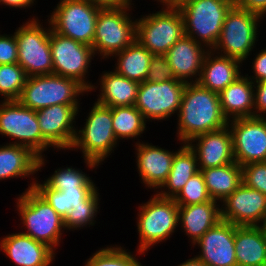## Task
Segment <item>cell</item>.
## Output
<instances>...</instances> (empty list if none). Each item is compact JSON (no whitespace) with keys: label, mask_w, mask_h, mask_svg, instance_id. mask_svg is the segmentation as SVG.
Returning a JSON list of instances; mask_svg holds the SVG:
<instances>
[{"label":"cell","mask_w":266,"mask_h":266,"mask_svg":"<svg viewBox=\"0 0 266 266\" xmlns=\"http://www.w3.org/2000/svg\"><path fill=\"white\" fill-rule=\"evenodd\" d=\"M0 248L17 266H50L56 255L47 245L21 232L3 237Z\"/></svg>","instance_id":"obj_21"},{"label":"cell","mask_w":266,"mask_h":266,"mask_svg":"<svg viewBox=\"0 0 266 266\" xmlns=\"http://www.w3.org/2000/svg\"><path fill=\"white\" fill-rule=\"evenodd\" d=\"M261 223V224H260ZM257 227L262 231V233L266 236V210L262 216L261 221L257 225Z\"/></svg>","instance_id":"obj_49"},{"label":"cell","mask_w":266,"mask_h":266,"mask_svg":"<svg viewBox=\"0 0 266 266\" xmlns=\"http://www.w3.org/2000/svg\"><path fill=\"white\" fill-rule=\"evenodd\" d=\"M236 227L220 220L194 243L201 249L197 257L207 266H237L234 248Z\"/></svg>","instance_id":"obj_18"},{"label":"cell","mask_w":266,"mask_h":266,"mask_svg":"<svg viewBox=\"0 0 266 266\" xmlns=\"http://www.w3.org/2000/svg\"><path fill=\"white\" fill-rule=\"evenodd\" d=\"M100 9L87 0H60L48 24L56 33L92 47Z\"/></svg>","instance_id":"obj_12"},{"label":"cell","mask_w":266,"mask_h":266,"mask_svg":"<svg viewBox=\"0 0 266 266\" xmlns=\"http://www.w3.org/2000/svg\"><path fill=\"white\" fill-rule=\"evenodd\" d=\"M39 170V157L28 147L12 144L0 145V180L28 177Z\"/></svg>","instance_id":"obj_28"},{"label":"cell","mask_w":266,"mask_h":266,"mask_svg":"<svg viewBox=\"0 0 266 266\" xmlns=\"http://www.w3.org/2000/svg\"><path fill=\"white\" fill-rule=\"evenodd\" d=\"M246 75H241L219 93L221 109L228 121L230 117H254V83Z\"/></svg>","instance_id":"obj_25"},{"label":"cell","mask_w":266,"mask_h":266,"mask_svg":"<svg viewBox=\"0 0 266 266\" xmlns=\"http://www.w3.org/2000/svg\"><path fill=\"white\" fill-rule=\"evenodd\" d=\"M100 95L97 103L106 107L135 106L139 83L132 81L115 70L101 75Z\"/></svg>","instance_id":"obj_27"},{"label":"cell","mask_w":266,"mask_h":266,"mask_svg":"<svg viewBox=\"0 0 266 266\" xmlns=\"http://www.w3.org/2000/svg\"><path fill=\"white\" fill-rule=\"evenodd\" d=\"M178 266H207V265L196 256L188 259L187 261L181 263Z\"/></svg>","instance_id":"obj_47"},{"label":"cell","mask_w":266,"mask_h":266,"mask_svg":"<svg viewBox=\"0 0 266 266\" xmlns=\"http://www.w3.org/2000/svg\"><path fill=\"white\" fill-rule=\"evenodd\" d=\"M79 107L56 104L36 111L41 134L54 149L71 148L77 130L73 123H76Z\"/></svg>","instance_id":"obj_16"},{"label":"cell","mask_w":266,"mask_h":266,"mask_svg":"<svg viewBox=\"0 0 266 266\" xmlns=\"http://www.w3.org/2000/svg\"><path fill=\"white\" fill-rule=\"evenodd\" d=\"M200 171L210 198L221 203L243 183L242 166L236 161Z\"/></svg>","instance_id":"obj_30"},{"label":"cell","mask_w":266,"mask_h":266,"mask_svg":"<svg viewBox=\"0 0 266 266\" xmlns=\"http://www.w3.org/2000/svg\"><path fill=\"white\" fill-rule=\"evenodd\" d=\"M157 1L163 4L166 0H157Z\"/></svg>","instance_id":"obj_50"},{"label":"cell","mask_w":266,"mask_h":266,"mask_svg":"<svg viewBox=\"0 0 266 266\" xmlns=\"http://www.w3.org/2000/svg\"><path fill=\"white\" fill-rule=\"evenodd\" d=\"M111 109L113 131L117 141L135 139L143 134L147 120L135 106H116Z\"/></svg>","instance_id":"obj_33"},{"label":"cell","mask_w":266,"mask_h":266,"mask_svg":"<svg viewBox=\"0 0 266 266\" xmlns=\"http://www.w3.org/2000/svg\"><path fill=\"white\" fill-rule=\"evenodd\" d=\"M85 266H143L131 252L121 246H110L96 251Z\"/></svg>","instance_id":"obj_36"},{"label":"cell","mask_w":266,"mask_h":266,"mask_svg":"<svg viewBox=\"0 0 266 266\" xmlns=\"http://www.w3.org/2000/svg\"><path fill=\"white\" fill-rule=\"evenodd\" d=\"M242 181L252 189L266 195V162H253L242 166Z\"/></svg>","instance_id":"obj_39"},{"label":"cell","mask_w":266,"mask_h":266,"mask_svg":"<svg viewBox=\"0 0 266 266\" xmlns=\"http://www.w3.org/2000/svg\"><path fill=\"white\" fill-rule=\"evenodd\" d=\"M234 248L237 266H266V236L257 226H237Z\"/></svg>","instance_id":"obj_26"},{"label":"cell","mask_w":266,"mask_h":266,"mask_svg":"<svg viewBox=\"0 0 266 266\" xmlns=\"http://www.w3.org/2000/svg\"><path fill=\"white\" fill-rule=\"evenodd\" d=\"M35 181L30 183L28 188H34L63 219L72 207L82 205V202L97 189V187H76V189L57 191L50 188L45 182L41 184V182L38 183V180Z\"/></svg>","instance_id":"obj_32"},{"label":"cell","mask_w":266,"mask_h":266,"mask_svg":"<svg viewBox=\"0 0 266 266\" xmlns=\"http://www.w3.org/2000/svg\"><path fill=\"white\" fill-rule=\"evenodd\" d=\"M82 128L76 130L70 149H81L86 167L93 169L111 155L119 142L113 131L112 109L95 102Z\"/></svg>","instance_id":"obj_2"},{"label":"cell","mask_w":266,"mask_h":266,"mask_svg":"<svg viewBox=\"0 0 266 266\" xmlns=\"http://www.w3.org/2000/svg\"><path fill=\"white\" fill-rule=\"evenodd\" d=\"M16 207L26 232H21L41 242L56 252V246L65 230L64 219L34 189L27 188L17 197Z\"/></svg>","instance_id":"obj_3"},{"label":"cell","mask_w":266,"mask_h":266,"mask_svg":"<svg viewBox=\"0 0 266 266\" xmlns=\"http://www.w3.org/2000/svg\"><path fill=\"white\" fill-rule=\"evenodd\" d=\"M254 110V117L266 118V81L254 83Z\"/></svg>","instance_id":"obj_42"},{"label":"cell","mask_w":266,"mask_h":266,"mask_svg":"<svg viewBox=\"0 0 266 266\" xmlns=\"http://www.w3.org/2000/svg\"><path fill=\"white\" fill-rule=\"evenodd\" d=\"M18 63V47L15 33L0 35V65Z\"/></svg>","instance_id":"obj_41"},{"label":"cell","mask_w":266,"mask_h":266,"mask_svg":"<svg viewBox=\"0 0 266 266\" xmlns=\"http://www.w3.org/2000/svg\"><path fill=\"white\" fill-rule=\"evenodd\" d=\"M186 84L178 79L166 82L144 81L139 83L135 107L147 121L170 118L173 116L171 114L178 113L180 109Z\"/></svg>","instance_id":"obj_14"},{"label":"cell","mask_w":266,"mask_h":266,"mask_svg":"<svg viewBox=\"0 0 266 266\" xmlns=\"http://www.w3.org/2000/svg\"><path fill=\"white\" fill-rule=\"evenodd\" d=\"M192 0H166L162 5H167L174 8H179L182 5Z\"/></svg>","instance_id":"obj_48"},{"label":"cell","mask_w":266,"mask_h":266,"mask_svg":"<svg viewBox=\"0 0 266 266\" xmlns=\"http://www.w3.org/2000/svg\"><path fill=\"white\" fill-rule=\"evenodd\" d=\"M172 68L164 55H153L151 57L146 81L150 82H166L175 80Z\"/></svg>","instance_id":"obj_40"},{"label":"cell","mask_w":266,"mask_h":266,"mask_svg":"<svg viewBox=\"0 0 266 266\" xmlns=\"http://www.w3.org/2000/svg\"><path fill=\"white\" fill-rule=\"evenodd\" d=\"M235 4L239 8L257 14L261 18L266 15V0H235Z\"/></svg>","instance_id":"obj_44"},{"label":"cell","mask_w":266,"mask_h":266,"mask_svg":"<svg viewBox=\"0 0 266 266\" xmlns=\"http://www.w3.org/2000/svg\"><path fill=\"white\" fill-rule=\"evenodd\" d=\"M114 55L118 57L114 69L118 74L138 83L146 81L153 54L137 40Z\"/></svg>","instance_id":"obj_31"},{"label":"cell","mask_w":266,"mask_h":266,"mask_svg":"<svg viewBox=\"0 0 266 266\" xmlns=\"http://www.w3.org/2000/svg\"><path fill=\"white\" fill-rule=\"evenodd\" d=\"M96 189L85 201L82 202V205H77L72 207L68 215L64 219L65 230H75L86 227L87 225L93 226L96 217V214L99 209V193Z\"/></svg>","instance_id":"obj_35"},{"label":"cell","mask_w":266,"mask_h":266,"mask_svg":"<svg viewBox=\"0 0 266 266\" xmlns=\"http://www.w3.org/2000/svg\"><path fill=\"white\" fill-rule=\"evenodd\" d=\"M137 171L145 186L150 189H159L170 173L175 152L136 142Z\"/></svg>","instance_id":"obj_22"},{"label":"cell","mask_w":266,"mask_h":266,"mask_svg":"<svg viewBox=\"0 0 266 266\" xmlns=\"http://www.w3.org/2000/svg\"><path fill=\"white\" fill-rule=\"evenodd\" d=\"M178 206L201 204L210 201L201 171L195 173L173 198Z\"/></svg>","instance_id":"obj_38"},{"label":"cell","mask_w":266,"mask_h":266,"mask_svg":"<svg viewBox=\"0 0 266 266\" xmlns=\"http://www.w3.org/2000/svg\"><path fill=\"white\" fill-rule=\"evenodd\" d=\"M131 7L133 6L99 10L92 44L95 54H100L101 58L115 57V53L136 40L137 20H132L127 13Z\"/></svg>","instance_id":"obj_9"},{"label":"cell","mask_w":266,"mask_h":266,"mask_svg":"<svg viewBox=\"0 0 266 266\" xmlns=\"http://www.w3.org/2000/svg\"><path fill=\"white\" fill-rule=\"evenodd\" d=\"M50 188L57 191L76 189V187H96L95 183L82 170L73 167L59 168L44 181Z\"/></svg>","instance_id":"obj_37"},{"label":"cell","mask_w":266,"mask_h":266,"mask_svg":"<svg viewBox=\"0 0 266 266\" xmlns=\"http://www.w3.org/2000/svg\"><path fill=\"white\" fill-rule=\"evenodd\" d=\"M0 103V134L15 138L20 146L28 147L39 157V171L44 167L45 159L42 153L53 147L41 134L36 111L24 107L18 100ZM43 156V157H42Z\"/></svg>","instance_id":"obj_6"},{"label":"cell","mask_w":266,"mask_h":266,"mask_svg":"<svg viewBox=\"0 0 266 266\" xmlns=\"http://www.w3.org/2000/svg\"><path fill=\"white\" fill-rule=\"evenodd\" d=\"M209 51L205 45L184 35L164 56L171 66L176 79L186 83H197L201 74L202 64ZM194 77L195 80L193 81Z\"/></svg>","instance_id":"obj_20"},{"label":"cell","mask_w":266,"mask_h":266,"mask_svg":"<svg viewBox=\"0 0 266 266\" xmlns=\"http://www.w3.org/2000/svg\"><path fill=\"white\" fill-rule=\"evenodd\" d=\"M88 90L77 80L57 74L27 78L18 101L27 108L39 110L56 104L80 105L79 95Z\"/></svg>","instance_id":"obj_5"},{"label":"cell","mask_w":266,"mask_h":266,"mask_svg":"<svg viewBox=\"0 0 266 266\" xmlns=\"http://www.w3.org/2000/svg\"><path fill=\"white\" fill-rule=\"evenodd\" d=\"M28 76L18 63L0 65V95L4 101L18 100Z\"/></svg>","instance_id":"obj_34"},{"label":"cell","mask_w":266,"mask_h":266,"mask_svg":"<svg viewBox=\"0 0 266 266\" xmlns=\"http://www.w3.org/2000/svg\"><path fill=\"white\" fill-rule=\"evenodd\" d=\"M220 220H222L221 207L215 200L211 199L201 204L179 206L178 224H181L193 245Z\"/></svg>","instance_id":"obj_24"},{"label":"cell","mask_w":266,"mask_h":266,"mask_svg":"<svg viewBox=\"0 0 266 266\" xmlns=\"http://www.w3.org/2000/svg\"><path fill=\"white\" fill-rule=\"evenodd\" d=\"M91 4L101 8H120V7H129L132 0H87Z\"/></svg>","instance_id":"obj_45"},{"label":"cell","mask_w":266,"mask_h":266,"mask_svg":"<svg viewBox=\"0 0 266 266\" xmlns=\"http://www.w3.org/2000/svg\"><path fill=\"white\" fill-rule=\"evenodd\" d=\"M198 171L200 170L197 157L191 147L184 143L178 151H175L170 173L160 187L159 190L161 191H157L156 194L163 198H174L186 182Z\"/></svg>","instance_id":"obj_29"},{"label":"cell","mask_w":266,"mask_h":266,"mask_svg":"<svg viewBox=\"0 0 266 266\" xmlns=\"http://www.w3.org/2000/svg\"><path fill=\"white\" fill-rule=\"evenodd\" d=\"M187 144L197 157L199 170L235 162L232 134L228 125L216 131L200 134Z\"/></svg>","instance_id":"obj_19"},{"label":"cell","mask_w":266,"mask_h":266,"mask_svg":"<svg viewBox=\"0 0 266 266\" xmlns=\"http://www.w3.org/2000/svg\"><path fill=\"white\" fill-rule=\"evenodd\" d=\"M233 154L240 165L266 162V118L245 117L230 119Z\"/></svg>","instance_id":"obj_15"},{"label":"cell","mask_w":266,"mask_h":266,"mask_svg":"<svg viewBox=\"0 0 266 266\" xmlns=\"http://www.w3.org/2000/svg\"><path fill=\"white\" fill-rule=\"evenodd\" d=\"M261 19L257 14L243 10L235 4L226 15L220 37L212 51L243 63L255 46L258 38L257 27L260 26L258 23Z\"/></svg>","instance_id":"obj_10"},{"label":"cell","mask_w":266,"mask_h":266,"mask_svg":"<svg viewBox=\"0 0 266 266\" xmlns=\"http://www.w3.org/2000/svg\"><path fill=\"white\" fill-rule=\"evenodd\" d=\"M214 54L212 50L206 54L197 83L201 87L219 94L241 76L239 69L242 62L231 57L219 54L215 56Z\"/></svg>","instance_id":"obj_23"},{"label":"cell","mask_w":266,"mask_h":266,"mask_svg":"<svg viewBox=\"0 0 266 266\" xmlns=\"http://www.w3.org/2000/svg\"><path fill=\"white\" fill-rule=\"evenodd\" d=\"M222 202V220L236 226H257L266 210V195L244 183Z\"/></svg>","instance_id":"obj_17"},{"label":"cell","mask_w":266,"mask_h":266,"mask_svg":"<svg viewBox=\"0 0 266 266\" xmlns=\"http://www.w3.org/2000/svg\"><path fill=\"white\" fill-rule=\"evenodd\" d=\"M140 206L137 218L140 243L136 250L144 254L151 246L167 240L175 232L179 225V206L173 198H163L157 194Z\"/></svg>","instance_id":"obj_7"},{"label":"cell","mask_w":266,"mask_h":266,"mask_svg":"<svg viewBox=\"0 0 266 266\" xmlns=\"http://www.w3.org/2000/svg\"><path fill=\"white\" fill-rule=\"evenodd\" d=\"M26 23V24H25ZM14 32L18 47V64L28 77L53 73L50 31L32 18Z\"/></svg>","instance_id":"obj_11"},{"label":"cell","mask_w":266,"mask_h":266,"mask_svg":"<svg viewBox=\"0 0 266 266\" xmlns=\"http://www.w3.org/2000/svg\"><path fill=\"white\" fill-rule=\"evenodd\" d=\"M234 5L235 0H192L182 5L178 9L184 20L185 35L212 50Z\"/></svg>","instance_id":"obj_4"},{"label":"cell","mask_w":266,"mask_h":266,"mask_svg":"<svg viewBox=\"0 0 266 266\" xmlns=\"http://www.w3.org/2000/svg\"><path fill=\"white\" fill-rule=\"evenodd\" d=\"M50 47L54 74L77 80L88 92L97 88L85 78L91 59L95 57L91 46L60 35L51 28Z\"/></svg>","instance_id":"obj_13"},{"label":"cell","mask_w":266,"mask_h":266,"mask_svg":"<svg viewBox=\"0 0 266 266\" xmlns=\"http://www.w3.org/2000/svg\"><path fill=\"white\" fill-rule=\"evenodd\" d=\"M177 139L188 143L194 137L216 131L228 125L219 94L201 87L198 83H187L178 112Z\"/></svg>","instance_id":"obj_1"},{"label":"cell","mask_w":266,"mask_h":266,"mask_svg":"<svg viewBox=\"0 0 266 266\" xmlns=\"http://www.w3.org/2000/svg\"><path fill=\"white\" fill-rule=\"evenodd\" d=\"M163 7L156 13L136 19V40L153 55H164L185 35L180 10L167 5Z\"/></svg>","instance_id":"obj_8"},{"label":"cell","mask_w":266,"mask_h":266,"mask_svg":"<svg viewBox=\"0 0 266 266\" xmlns=\"http://www.w3.org/2000/svg\"><path fill=\"white\" fill-rule=\"evenodd\" d=\"M35 0H0V4H5L11 8H28L33 6Z\"/></svg>","instance_id":"obj_46"},{"label":"cell","mask_w":266,"mask_h":266,"mask_svg":"<svg viewBox=\"0 0 266 266\" xmlns=\"http://www.w3.org/2000/svg\"><path fill=\"white\" fill-rule=\"evenodd\" d=\"M254 76L248 78L253 82L266 81V47L256 54V58L252 62Z\"/></svg>","instance_id":"obj_43"}]
</instances>
